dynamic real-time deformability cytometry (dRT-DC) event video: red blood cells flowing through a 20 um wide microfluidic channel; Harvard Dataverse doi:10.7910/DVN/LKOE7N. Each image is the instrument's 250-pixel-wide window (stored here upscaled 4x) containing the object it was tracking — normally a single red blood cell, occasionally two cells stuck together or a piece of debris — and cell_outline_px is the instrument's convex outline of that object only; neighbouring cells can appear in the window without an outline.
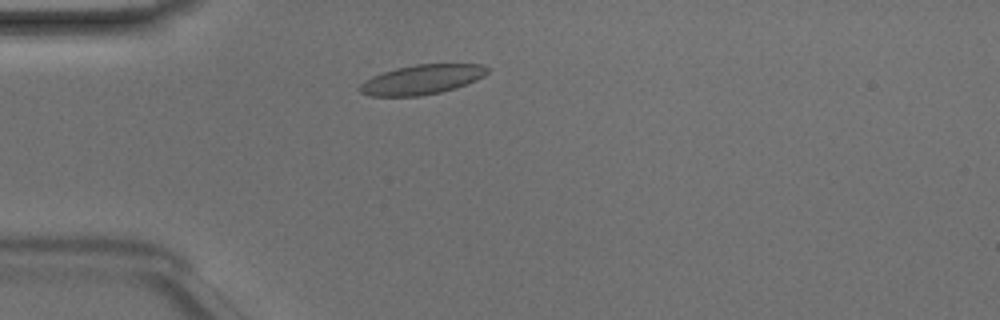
{"species": "Egyptian fruit bat (a non-hibernating species)", "species_latin": "Rousettus aegyptiacus", "temperature_condition": "room temperature", "stored_images_in_passage": 42, "camera_frame_rate_fps": 3000, "um_per_image_px": 0.085, "animal": {"sex": "male"}, "frame": {"image": 1, "passage_image": 7, "time_ms": 2.0, "image_size_px": [1000, 320], "cell_outline_px": [[488, 72], [484, 76], [476, 80], [456, 88], [440, 92], [420, 96], [368, 96], [360, 92], [360, 84], [364, 80], [372, 76], [396, 68], [416, 64], [480, 64], [488, 68]], "centroid_in_image_um": [35.84, 6.76], "position_along_channel_um": 49.2, "area_um2": 21.96}}
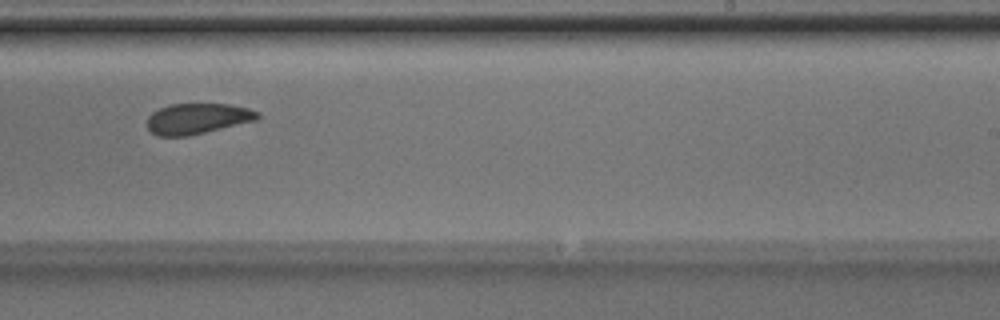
{"frame": {"image": 2, "passage_image": 24, "time_ms": 7.667, "image_size_px": [1000, 320], "cell_outline_px": [[260, 116], [256, 120], [188, 136], [160, 136], [152, 132], [148, 128], [148, 116], [152, 112], [168, 104], [228, 104], [248, 108], [256, 112]], "centroid_in_image_um": [16.75, 10.08], "position_along_channel_um": 272.2, "area_um2": 19.48}}
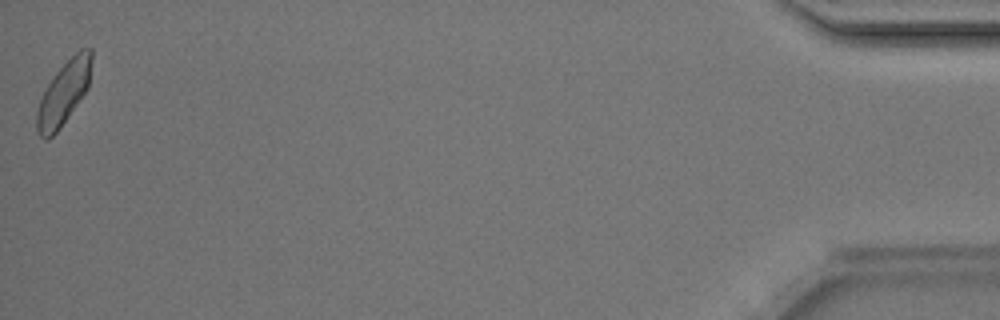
{"frame": {"image": 3, "passage_image": 42, "time_ms": 13.667, "image_size_px": [1000, 320], "cell_outline_px": [[92, 60], [88, 88], [60, 128], [48, 140], [44, 140], [40, 136], [36, 128], [36, 112], [40, 100], [48, 84], [56, 72], [80, 48], [92, 48]], "centroid_in_image_um": [5.42, 7.92], "position_along_channel_um": 429.8, "area_um2": 20.0}, "authors_computed_cell_mechanics": {"area_um2": 20.8369, "velocity_mm_per_s": 4.1988, "shape_relaxation_time_tau1_ms": 5.1555, "shape_relaxation_time_tau2_ms": 2.4558, "deformation_change_tau1": 0.1098, "deformation_change_tau2": 0.088}}